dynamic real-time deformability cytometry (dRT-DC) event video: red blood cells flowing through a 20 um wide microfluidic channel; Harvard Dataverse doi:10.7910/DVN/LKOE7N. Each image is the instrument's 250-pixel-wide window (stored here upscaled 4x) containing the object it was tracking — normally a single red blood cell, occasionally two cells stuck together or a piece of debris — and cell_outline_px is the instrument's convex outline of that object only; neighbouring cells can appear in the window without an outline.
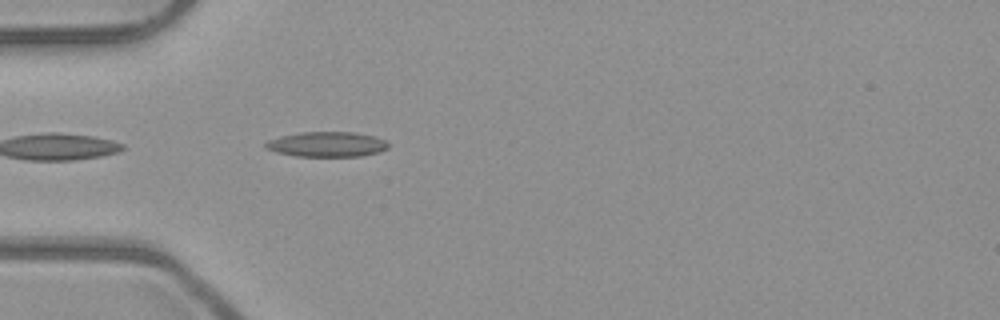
{"species": "common noctule bat (a hibernating species)", "species_latin": "Nyctalus noctula", "temperature_condition": "room temperature", "stored_images_in_passage": 5, "camera_frame_rate_fps": 3000, "um_per_image_px": 0.085, "animal": {"sex": "male", "body_mass_g": 23.1, "forearm_length_mm": 52.7}, "frame": {"image": 1, "passage_image": 2, "time_ms": 0.333, "image_size_px": [1000, 320], "cell_outline_px": [[388, 148], [380, 152], [360, 156], [296, 156], [276, 152], [264, 148], [264, 144], [268, 140], [280, 136], [300, 132], [352, 132], [372, 136], [388, 140]], "centroid_in_image_um": [27.78, 12.26], "position_along_channel_um": 57.2, "area_um2": 17.98}}